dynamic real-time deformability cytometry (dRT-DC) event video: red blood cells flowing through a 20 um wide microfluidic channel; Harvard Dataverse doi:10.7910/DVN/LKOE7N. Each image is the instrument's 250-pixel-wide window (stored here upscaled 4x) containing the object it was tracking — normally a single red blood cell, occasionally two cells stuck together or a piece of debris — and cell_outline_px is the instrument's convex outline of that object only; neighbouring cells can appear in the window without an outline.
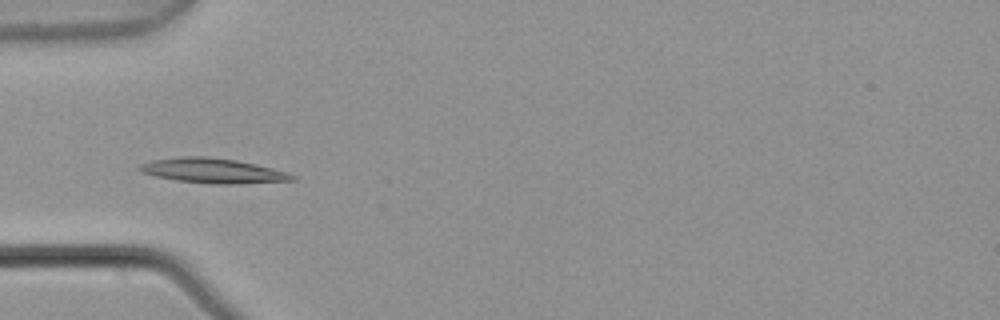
{"species": "common noctule bat (a hibernating species)", "species_latin": "Nyctalus noctula", "temperature_condition": "warm", "stored_images_in_passage": 4, "camera_frame_rate_fps": 3000, "um_per_image_px": 0.085, "animal": {"sex": "male", "body_mass_g": 21.5, "forearm_length_mm": 52.0}, "frame": {"image": 1, "passage_image": 4, "time_ms": 1.0, "image_size_px": [1000, 320], "cell_outline_px": [[296, 180], [236, 184], [212, 184], [176, 180], [156, 176], [140, 172], [136, 168], [140, 164], [152, 160], [180, 156], [208, 156], [236, 160], [256, 164], [288, 172], [296, 176]], "centroid_in_image_um": [18.09, 14.51], "position_along_channel_um": 66.9, "area_um2": 22.25}}